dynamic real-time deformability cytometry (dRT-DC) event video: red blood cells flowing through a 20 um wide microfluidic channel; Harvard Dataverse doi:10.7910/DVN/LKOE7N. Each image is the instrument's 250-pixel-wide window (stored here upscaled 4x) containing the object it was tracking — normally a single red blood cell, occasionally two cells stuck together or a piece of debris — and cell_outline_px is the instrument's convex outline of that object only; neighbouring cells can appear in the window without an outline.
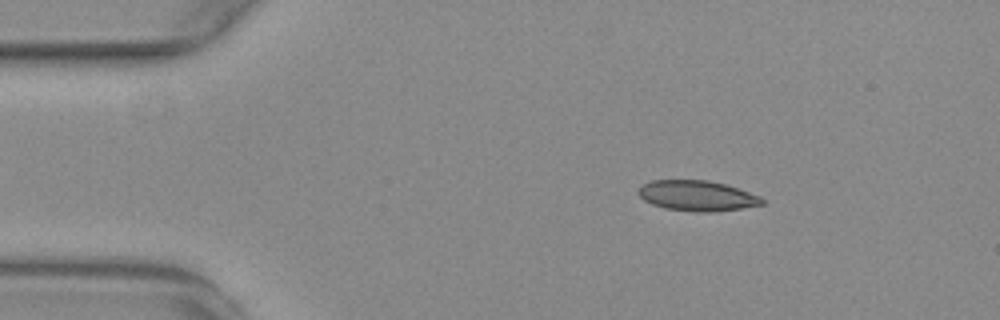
{"species": "common noctule bat (a hibernating species)", "species_latin": "Nyctalus noctula", "temperature_condition": "warm", "stored_images_in_passage": 54, "camera_frame_rate_fps": 3000, "um_per_image_px": 0.085, "animal": {"sex": "female", "body_mass_g": 29.2, "forearm_length_mm": 56.3}, "frame": {"image": 1, "passage_image": 8, "time_ms": 2.333, "image_size_px": [1000, 320], "cell_outline_px": [[764, 204], [740, 208], [712, 212], [696, 212], [664, 208], [652, 204], [644, 200], [636, 192], [644, 184], [652, 180], [708, 180], [724, 184], [760, 196], [764, 200]], "centroid_in_image_um": [59.23, 16.64], "position_along_channel_um": 25.8, "area_um2": 21.73}}
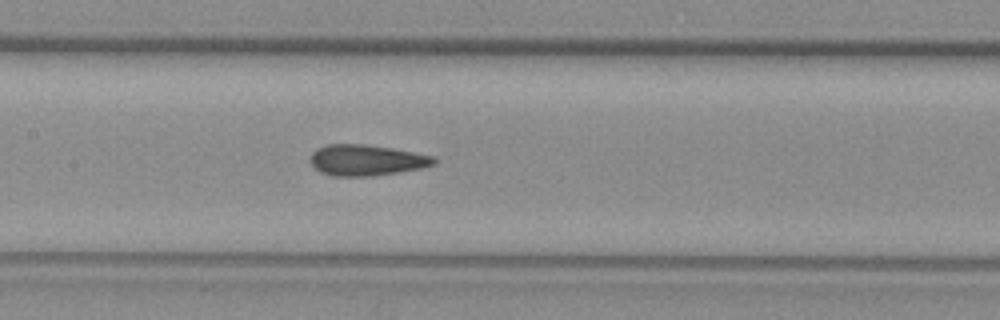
{"frame": {"image": 2, "passage_image": 25, "time_ms": 8.0, "image_size_px": [1000, 320], "cell_outline_px": [[436, 164], [420, 168], [372, 176], [332, 176], [320, 172], [312, 164], [312, 152], [316, 148], [328, 144], [364, 144], [392, 148], [432, 156], [436, 160]], "centroid_in_image_um": [31.12, 13.61], "position_along_channel_um": 176.3, "area_um2": 22.02}}
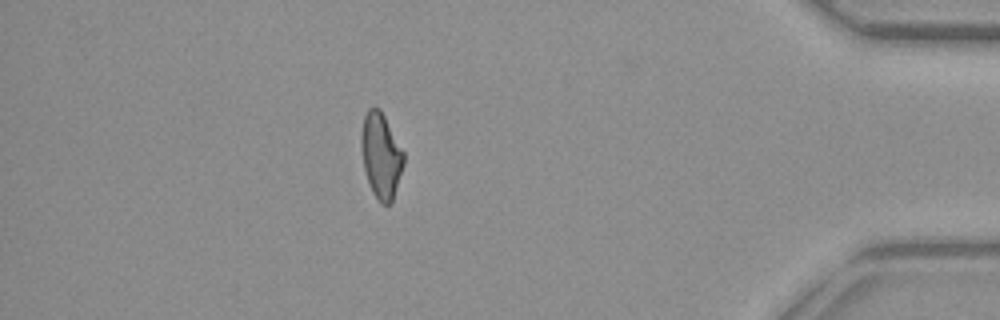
{"frame": {"image": 3, "passage_image": 47, "time_ms": 15.333, "image_size_px": [1000, 320], "cell_outline_px": [[404, 164], [392, 204], [380, 204], [372, 192], [364, 168], [360, 148], [360, 136], [364, 116], [368, 108], [380, 108], [404, 152]], "centroid_in_image_um": [32.38, 13.24], "position_along_channel_um": 402.8, "area_um2": 21.27}, "authors_computed_cell_mechanics": {"area_um2": 21.7328, "velocity_mm_per_s": 3.764, "shape_relaxation_time_tau1_ms": null, "shape_relaxation_time_tau2_ms": 1.7171, "deformation_change_tau1": null, "deformation_change_tau2": 0.0697}}